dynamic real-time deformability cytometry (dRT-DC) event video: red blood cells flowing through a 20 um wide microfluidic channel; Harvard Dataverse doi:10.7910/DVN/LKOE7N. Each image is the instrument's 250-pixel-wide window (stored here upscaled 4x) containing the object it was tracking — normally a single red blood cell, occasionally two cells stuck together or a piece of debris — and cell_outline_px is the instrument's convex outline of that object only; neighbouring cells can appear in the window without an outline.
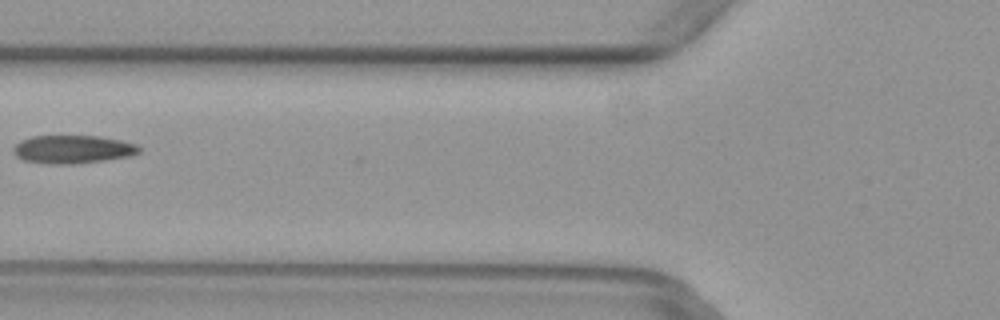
{"species": "common noctule bat (a hibernating species)", "species_latin": "Nyctalus noctula", "temperature_condition": "warm", "stored_images_in_passage": 7, "camera_frame_rate_fps": 3000, "um_per_image_px": 0.085, "animal": {"sex": "female", "body_mass_g": 29.2, "forearm_length_mm": 56.3}, "frame": {"image": 1, "passage_image": 6, "time_ms": 1.667, "image_size_px": [1000, 320], "cell_outline_px": [[140, 152], [128, 156], [104, 160], [76, 164], [48, 164], [24, 160], [16, 156], [12, 152], [12, 148], [20, 140], [32, 136], [100, 136], [120, 140], [136, 144], [140, 148]], "centroid_in_image_um": [6.14, 12.69], "position_along_channel_um": 119.7, "area_um2": 20.69}}